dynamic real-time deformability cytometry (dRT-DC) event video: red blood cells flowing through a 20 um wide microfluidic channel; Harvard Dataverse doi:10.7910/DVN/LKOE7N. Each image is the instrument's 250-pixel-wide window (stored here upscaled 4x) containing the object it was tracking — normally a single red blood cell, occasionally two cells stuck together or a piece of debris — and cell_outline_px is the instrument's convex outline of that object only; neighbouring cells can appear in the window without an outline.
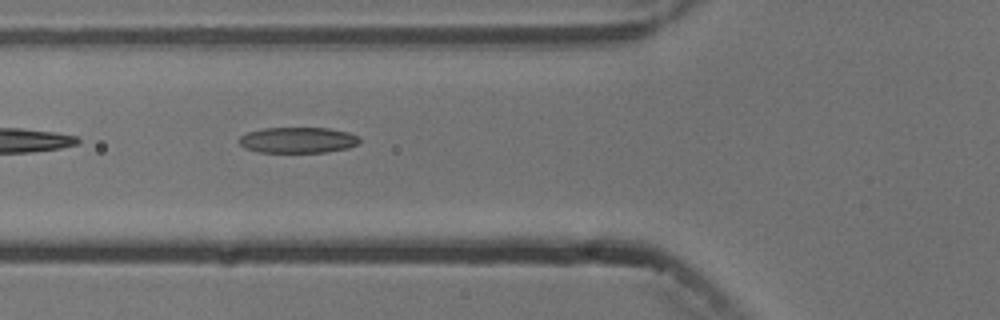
{"species": "common noctule bat (a hibernating species)", "species_latin": "Nyctalus noctula", "temperature_condition": "cold", "stored_images_in_passage": 4, "camera_frame_rate_fps": 3000, "um_per_image_px": 0.085, "animal": {"sex": "male", "body_mass_g": 13.3}, "frame": {"image": 1, "passage_image": 3, "time_ms": 2.333, "image_size_px": [1000, 320], "cell_outline_px": [[360, 144], [348, 148], [324, 152], [260, 152], [244, 148], [236, 140], [240, 136], [248, 132], [264, 128], [328, 128], [348, 132], [356, 136], [360, 140]], "centroid_in_image_um": [25.29, 11.91], "position_along_channel_um": 100.5, "area_um2": 18.15}}
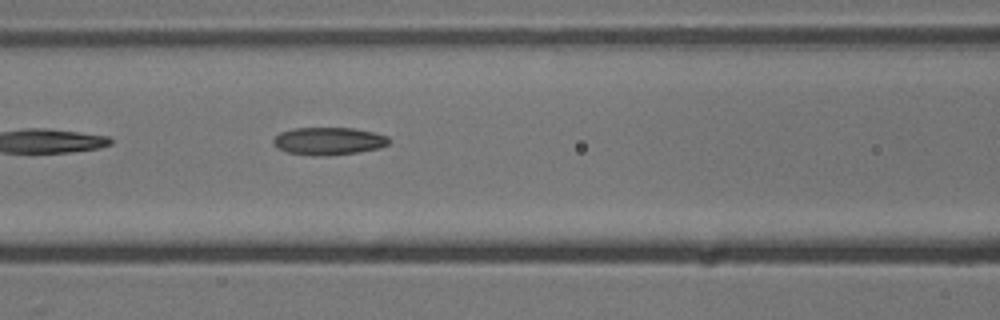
{"frame": {"image": 2, "passage_image": 4, "time_ms": 3.333, "image_size_px": [1000, 320], "cell_outline_px": [[388, 144], [380, 148], [356, 152], [328, 156], [312, 156], [288, 152], [276, 148], [272, 144], [272, 140], [280, 132], [292, 128], [352, 128], [372, 132], [388, 136]], "centroid_in_image_um": [27.88, 12.0], "position_along_channel_um": 138.7, "area_um2": 18.67}}